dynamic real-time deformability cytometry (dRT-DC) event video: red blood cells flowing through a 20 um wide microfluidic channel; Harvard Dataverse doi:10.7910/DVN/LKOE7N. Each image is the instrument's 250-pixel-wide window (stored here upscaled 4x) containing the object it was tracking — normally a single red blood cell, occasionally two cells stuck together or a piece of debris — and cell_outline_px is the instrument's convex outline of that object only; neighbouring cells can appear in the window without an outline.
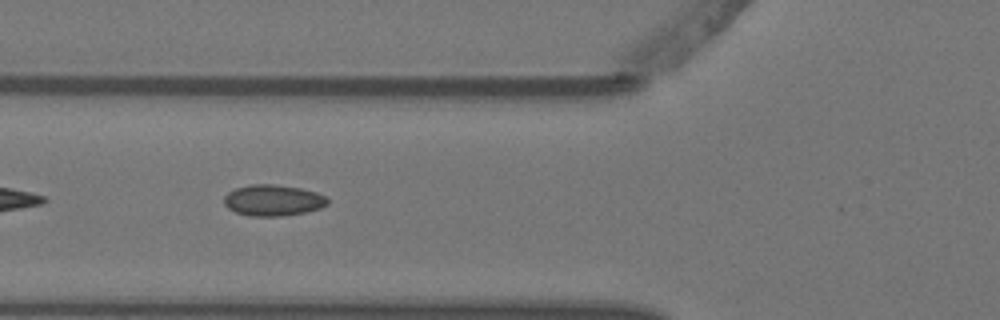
{"species": "Egyptian fruit bat (a non-hibernating species)", "species_latin": "Rousettus aegyptiacus", "temperature_condition": "warm", "stored_images_in_passage": 6, "camera_frame_rate_fps": 3000, "um_per_image_px": 0.085, "animal": {"sex": "female"}, "frame": {"image": 1, "passage_image": 5, "time_ms": 1.333, "image_size_px": [1000, 320], "cell_outline_px": [[328, 204], [320, 208], [304, 212], [280, 216], [248, 216], [236, 212], [228, 208], [224, 204], [224, 196], [228, 192], [236, 188], [252, 184], [272, 184], [300, 188], [316, 192], [324, 196], [328, 200]], "centroid_in_image_um": [23.18, 17.02], "position_along_channel_um": 102.6, "area_um2": 18.67}}
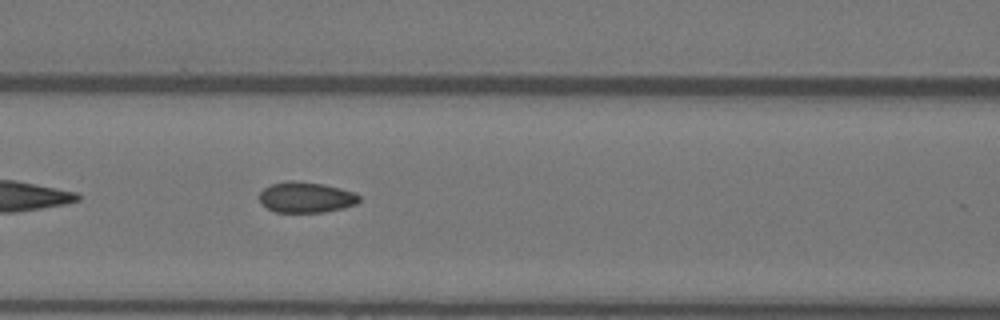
{"frame": {"image": 2, "passage_image": 6, "time_ms": 1.667, "image_size_px": [1000, 320], "cell_outline_px": [[360, 200], [356, 204], [344, 208], [324, 212], [276, 212], [260, 204], [260, 192], [264, 188], [272, 184], [288, 180], [296, 180], [320, 184], [340, 188], [352, 192], [360, 196]], "centroid_in_image_um": [26.0, 16.77], "position_along_channel_um": 140.6, "area_um2": 17.8}}